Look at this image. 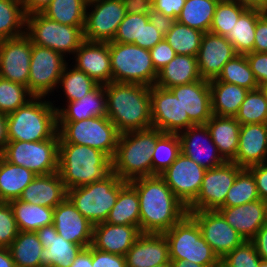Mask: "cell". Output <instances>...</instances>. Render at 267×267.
Wrapping results in <instances>:
<instances>
[{
    "label": "cell",
    "mask_w": 267,
    "mask_h": 267,
    "mask_svg": "<svg viewBox=\"0 0 267 267\" xmlns=\"http://www.w3.org/2000/svg\"><path fill=\"white\" fill-rule=\"evenodd\" d=\"M197 57L176 55L164 68L158 72L155 85L169 89L201 80Z\"/></svg>",
    "instance_id": "1f68e13d"
},
{
    "label": "cell",
    "mask_w": 267,
    "mask_h": 267,
    "mask_svg": "<svg viewBox=\"0 0 267 267\" xmlns=\"http://www.w3.org/2000/svg\"><path fill=\"white\" fill-rule=\"evenodd\" d=\"M263 203H264L265 224H267V200H263Z\"/></svg>",
    "instance_id": "753ad0ef"
},
{
    "label": "cell",
    "mask_w": 267,
    "mask_h": 267,
    "mask_svg": "<svg viewBox=\"0 0 267 267\" xmlns=\"http://www.w3.org/2000/svg\"><path fill=\"white\" fill-rule=\"evenodd\" d=\"M104 88L106 116L120 134L152 128L150 86L110 82Z\"/></svg>",
    "instance_id": "7a4b0ae2"
},
{
    "label": "cell",
    "mask_w": 267,
    "mask_h": 267,
    "mask_svg": "<svg viewBox=\"0 0 267 267\" xmlns=\"http://www.w3.org/2000/svg\"><path fill=\"white\" fill-rule=\"evenodd\" d=\"M260 199L255 179L252 173L243 168L236 176L232 187L229 189L225 203L221 207H233Z\"/></svg>",
    "instance_id": "f6af8a7d"
},
{
    "label": "cell",
    "mask_w": 267,
    "mask_h": 267,
    "mask_svg": "<svg viewBox=\"0 0 267 267\" xmlns=\"http://www.w3.org/2000/svg\"><path fill=\"white\" fill-rule=\"evenodd\" d=\"M242 169L234 162L206 169L199 194L187 210H218L225 203L226 195Z\"/></svg>",
    "instance_id": "5bb4252c"
},
{
    "label": "cell",
    "mask_w": 267,
    "mask_h": 267,
    "mask_svg": "<svg viewBox=\"0 0 267 267\" xmlns=\"http://www.w3.org/2000/svg\"><path fill=\"white\" fill-rule=\"evenodd\" d=\"M84 26H68L56 22L42 13L26 17V35L32 44L50 48L64 57L75 54L85 41ZM66 55V56H65Z\"/></svg>",
    "instance_id": "30bf717a"
},
{
    "label": "cell",
    "mask_w": 267,
    "mask_h": 267,
    "mask_svg": "<svg viewBox=\"0 0 267 267\" xmlns=\"http://www.w3.org/2000/svg\"><path fill=\"white\" fill-rule=\"evenodd\" d=\"M77 69L85 72L96 83L112 82L109 42L84 41L73 55Z\"/></svg>",
    "instance_id": "7402d4cb"
},
{
    "label": "cell",
    "mask_w": 267,
    "mask_h": 267,
    "mask_svg": "<svg viewBox=\"0 0 267 267\" xmlns=\"http://www.w3.org/2000/svg\"><path fill=\"white\" fill-rule=\"evenodd\" d=\"M9 142L7 135V115L0 113V154Z\"/></svg>",
    "instance_id": "a7ac6f4b"
},
{
    "label": "cell",
    "mask_w": 267,
    "mask_h": 267,
    "mask_svg": "<svg viewBox=\"0 0 267 267\" xmlns=\"http://www.w3.org/2000/svg\"><path fill=\"white\" fill-rule=\"evenodd\" d=\"M163 39L164 36L149 21L148 23H143L141 32V42H134L133 44H136L141 48L150 50Z\"/></svg>",
    "instance_id": "6f0895ef"
},
{
    "label": "cell",
    "mask_w": 267,
    "mask_h": 267,
    "mask_svg": "<svg viewBox=\"0 0 267 267\" xmlns=\"http://www.w3.org/2000/svg\"><path fill=\"white\" fill-rule=\"evenodd\" d=\"M0 267H15L8 248L0 247Z\"/></svg>",
    "instance_id": "2644e50d"
},
{
    "label": "cell",
    "mask_w": 267,
    "mask_h": 267,
    "mask_svg": "<svg viewBox=\"0 0 267 267\" xmlns=\"http://www.w3.org/2000/svg\"><path fill=\"white\" fill-rule=\"evenodd\" d=\"M181 153L178 134L164 133L156 142L152 155V176L164 172Z\"/></svg>",
    "instance_id": "7dc6e473"
},
{
    "label": "cell",
    "mask_w": 267,
    "mask_h": 267,
    "mask_svg": "<svg viewBox=\"0 0 267 267\" xmlns=\"http://www.w3.org/2000/svg\"><path fill=\"white\" fill-rule=\"evenodd\" d=\"M150 54L157 72L164 68L176 56L175 51L165 39L150 49Z\"/></svg>",
    "instance_id": "11a10c76"
},
{
    "label": "cell",
    "mask_w": 267,
    "mask_h": 267,
    "mask_svg": "<svg viewBox=\"0 0 267 267\" xmlns=\"http://www.w3.org/2000/svg\"><path fill=\"white\" fill-rule=\"evenodd\" d=\"M92 1H95V0H86L87 3L92 2Z\"/></svg>",
    "instance_id": "b9fcfbb0"
},
{
    "label": "cell",
    "mask_w": 267,
    "mask_h": 267,
    "mask_svg": "<svg viewBox=\"0 0 267 267\" xmlns=\"http://www.w3.org/2000/svg\"><path fill=\"white\" fill-rule=\"evenodd\" d=\"M149 22L148 14H126L119 24L117 33L111 42L134 43L141 42L143 23Z\"/></svg>",
    "instance_id": "816d5d0a"
},
{
    "label": "cell",
    "mask_w": 267,
    "mask_h": 267,
    "mask_svg": "<svg viewBox=\"0 0 267 267\" xmlns=\"http://www.w3.org/2000/svg\"><path fill=\"white\" fill-rule=\"evenodd\" d=\"M141 234L137 226L102 222L93 225L91 246L99 251L125 256Z\"/></svg>",
    "instance_id": "cb8c5ba5"
},
{
    "label": "cell",
    "mask_w": 267,
    "mask_h": 267,
    "mask_svg": "<svg viewBox=\"0 0 267 267\" xmlns=\"http://www.w3.org/2000/svg\"><path fill=\"white\" fill-rule=\"evenodd\" d=\"M26 17L22 0H0V40L24 35Z\"/></svg>",
    "instance_id": "ab89813d"
},
{
    "label": "cell",
    "mask_w": 267,
    "mask_h": 267,
    "mask_svg": "<svg viewBox=\"0 0 267 267\" xmlns=\"http://www.w3.org/2000/svg\"><path fill=\"white\" fill-rule=\"evenodd\" d=\"M206 126L222 158L232 162L238 149L240 123L235 117L212 115Z\"/></svg>",
    "instance_id": "4dcf8cb0"
},
{
    "label": "cell",
    "mask_w": 267,
    "mask_h": 267,
    "mask_svg": "<svg viewBox=\"0 0 267 267\" xmlns=\"http://www.w3.org/2000/svg\"><path fill=\"white\" fill-rule=\"evenodd\" d=\"M35 176L31 170L14 165L0 155V202L18 199Z\"/></svg>",
    "instance_id": "836d02e7"
},
{
    "label": "cell",
    "mask_w": 267,
    "mask_h": 267,
    "mask_svg": "<svg viewBox=\"0 0 267 267\" xmlns=\"http://www.w3.org/2000/svg\"><path fill=\"white\" fill-rule=\"evenodd\" d=\"M19 231L36 232L40 228L53 224L54 208L34 205L19 199L9 201Z\"/></svg>",
    "instance_id": "d590c367"
},
{
    "label": "cell",
    "mask_w": 267,
    "mask_h": 267,
    "mask_svg": "<svg viewBox=\"0 0 267 267\" xmlns=\"http://www.w3.org/2000/svg\"><path fill=\"white\" fill-rule=\"evenodd\" d=\"M209 88L212 114L221 117H235L249 92L248 89L236 84L221 82L216 79L209 81Z\"/></svg>",
    "instance_id": "d6a6232c"
},
{
    "label": "cell",
    "mask_w": 267,
    "mask_h": 267,
    "mask_svg": "<svg viewBox=\"0 0 267 267\" xmlns=\"http://www.w3.org/2000/svg\"><path fill=\"white\" fill-rule=\"evenodd\" d=\"M181 152L205 169H213L226 161L220 155L206 124H197L178 134Z\"/></svg>",
    "instance_id": "d6986e66"
},
{
    "label": "cell",
    "mask_w": 267,
    "mask_h": 267,
    "mask_svg": "<svg viewBox=\"0 0 267 267\" xmlns=\"http://www.w3.org/2000/svg\"><path fill=\"white\" fill-rule=\"evenodd\" d=\"M216 80L236 84L249 91L260 88L250 69L246 55L241 54H237L224 65Z\"/></svg>",
    "instance_id": "ee69618b"
},
{
    "label": "cell",
    "mask_w": 267,
    "mask_h": 267,
    "mask_svg": "<svg viewBox=\"0 0 267 267\" xmlns=\"http://www.w3.org/2000/svg\"><path fill=\"white\" fill-rule=\"evenodd\" d=\"M126 267H154L170 262L164 234L142 233L125 254Z\"/></svg>",
    "instance_id": "484cf974"
},
{
    "label": "cell",
    "mask_w": 267,
    "mask_h": 267,
    "mask_svg": "<svg viewBox=\"0 0 267 267\" xmlns=\"http://www.w3.org/2000/svg\"><path fill=\"white\" fill-rule=\"evenodd\" d=\"M218 2L219 0H186L177 21L203 33L209 32Z\"/></svg>",
    "instance_id": "f35d334b"
},
{
    "label": "cell",
    "mask_w": 267,
    "mask_h": 267,
    "mask_svg": "<svg viewBox=\"0 0 267 267\" xmlns=\"http://www.w3.org/2000/svg\"><path fill=\"white\" fill-rule=\"evenodd\" d=\"M261 260L267 261V224H264L251 240Z\"/></svg>",
    "instance_id": "e7e4bbea"
},
{
    "label": "cell",
    "mask_w": 267,
    "mask_h": 267,
    "mask_svg": "<svg viewBox=\"0 0 267 267\" xmlns=\"http://www.w3.org/2000/svg\"><path fill=\"white\" fill-rule=\"evenodd\" d=\"M33 97L26 86L0 77V113H12Z\"/></svg>",
    "instance_id": "681fc988"
},
{
    "label": "cell",
    "mask_w": 267,
    "mask_h": 267,
    "mask_svg": "<svg viewBox=\"0 0 267 267\" xmlns=\"http://www.w3.org/2000/svg\"><path fill=\"white\" fill-rule=\"evenodd\" d=\"M66 64L60 77L58 87L63 90L65 102L77 101L92 91L98 83L90 78L85 72L73 66L71 69Z\"/></svg>",
    "instance_id": "7bdbcfd3"
},
{
    "label": "cell",
    "mask_w": 267,
    "mask_h": 267,
    "mask_svg": "<svg viewBox=\"0 0 267 267\" xmlns=\"http://www.w3.org/2000/svg\"><path fill=\"white\" fill-rule=\"evenodd\" d=\"M235 118L240 125L267 123V97L261 87L246 94Z\"/></svg>",
    "instance_id": "bcb514c9"
},
{
    "label": "cell",
    "mask_w": 267,
    "mask_h": 267,
    "mask_svg": "<svg viewBox=\"0 0 267 267\" xmlns=\"http://www.w3.org/2000/svg\"><path fill=\"white\" fill-rule=\"evenodd\" d=\"M46 97H33L24 106L7 114L9 141L48 140L57 133V110Z\"/></svg>",
    "instance_id": "5b68a950"
},
{
    "label": "cell",
    "mask_w": 267,
    "mask_h": 267,
    "mask_svg": "<svg viewBox=\"0 0 267 267\" xmlns=\"http://www.w3.org/2000/svg\"><path fill=\"white\" fill-rule=\"evenodd\" d=\"M253 51L267 53V12L257 20Z\"/></svg>",
    "instance_id": "94428289"
},
{
    "label": "cell",
    "mask_w": 267,
    "mask_h": 267,
    "mask_svg": "<svg viewBox=\"0 0 267 267\" xmlns=\"http://www.w3.org/2000/svg\"><path fill=\"white\" fill-rule=\"evenodd\" d=\"M163 234L169 245L170 260L220 266V259L204 240L200 227L189 214Z\"/></svg>",
    "instance_id": "9c48e42d"
},
{
    "label": "cell",
    "mask_w": 267,
    "mask_h": 267,
    "mask_svg": "<svg viewBox=\"0 0 267 267\" xmlns=\"http://www.w3.org/2000/svg\"><path fill=\"white\" fill-rule=\"evenodd\" d=\"M140 207L136 189L127 182L119 191L117 200L106 220L109 224L132 225L139 228Z\"/></svg>",
    "instance_id": "8d00e7d4"
},
{
    "label": "cell",
    "mask_w": 267,
    "mask_h": 267,
    "mask_svg": "<svg viewBox=\"0 0 267 267\" xmlns=\"http://www.w3.org/2000/svg\"><path fill=\"white\" fill-rule=\"evenodd\" d=\"M183 107L184 113L195 124H206L212 117L211 93L208 80H198L169 88Z\"/></svg>",
    "instance_id": "603a6c76"
},
{
    "label": "cell",
    "mask_w": 267,
    "mask_h": 267,
    "mask_svg": "<svg viewBox=\"0 0 267 267\" xmlns=\"http://www.w3.org/2000/svg\"><path fill=\"white\" fill-rule=\"evenodd\" d=\"M125 15L122 0H95L87 3L84 39L89 42L113 41Z\"/></svg>",
    "instance_id": "4fadbf2b"
},
{
    "label": "cell",
    "mask_w": 267,
    "mask_h": 267,
    "mask_svg": "<svg viewBox=\"0 0 267 267\" xmlns=\"http://www.w3.org/2000/svg\"><path fill=\"white\" fill-rule=\"evenodd\" d=\"M163 134L155 128L121 133L112 159V172L127 182L152 176L154 147Z\"/></svg>",
    "instance_id": "277c9868"
},
{
    "label": "cell",
    "mask_w": 267,
    "mask_h": 267,
    "mask_svg": "<svg viewBox=\"0 0 267 267\" xmlns=\"http://www.w3.org/2000/svg\"><path fill=\"white\" fill-rule=\"evenodd\" d=\"M129 183L138 193L141 233L163 234L188 214L187 206L160 175L140 177Z\"/></svg>",
    "instance_id": "6da1fadb"
},
{
    "label": "cell",
    "mask_w": 267,
    "mask_h": 267,
    "mask_svg": "<svg viewBox=\"0 0 267 267\" xmlns=\"http://www.w3.org/2000/svg\"><path fill=\"white\" fill-rule=\"evenodd\" d=\"M253 175L261 200H267V162L247 168Z\"/></svg>",
    "instance_id": "91938a15"
},
{
    "label": "cell",
    "mask_w": 267,
    "mask_h": 267,
    "mask_svg": "<svg viewBox=\"0 0 267 267\" xmlns=\"http://www.w3.org/2000/svg\"><path fill=\"white\" fill-rule=\"evenodd\" d=\"M203 35V32L176 21L164 39L173 48L176 55L197 57Z\"/></svg>",
    "instance_id": "b9f144b4"
},
{
    "label": "cell",
    "mask_w": 267,
    "mask_h": 267,
    "mask_svg": "<svg viewBox=\"0 0 267 267\" xmlns=\"http://www.w3.org/2000/svg\"><path fill=\"white\" fill-rule=\"evenodd\" d=\"M154 267H172V266H171V261H170V262L164 263L162 265H155Z\"/></svg>",
    "instance_id": "11e5206c"
},
{
    "label": "cell",
    "mask_w": 267,
    "mask_h": 267,
    "mask_svg": "<svg viewBox=\"0 0 267 267\" xmlns=\"http://www.w3.org/2000/svg\"><path fill=\"white\" fill-rule=\"evenodd\" d=\"M53 225L66 241L87 248L92 243L93 224L66 198L54 208Z\"/></svg>",
    "instance_id": "44dd1931"
},
{
    "label": "cell",
    "mask_w": 267,
    "mask_h": 267,
    "mask_svg": "<svg viewBox=\"0 0 267 267\" xmlns=\"http://www.w3.org/2000/svg\"><path fill=\"white\" fill-rule=\"evenodd\" d=\"M237 52L224 36L204 33L197 55L198 69L202 79H216L224 65L234 58Z\"/></svg>",
    "instance_id": "ffe728a7"
},
{
    "label": "cell",
    "mask_w": 267,
    "mask_h": 267,
    "mask_svg": "<svg viewBox=\"0 0 267 267\" xmlns=\"http://www.w3.org/2000/svg\"><path fill=\"white\" fill-rule=\"evenodd\" d=\"M188 214L197 222L204 240L220 260L245 241L218 210L188 211Z\"/></svg>",
    "instance_id": "2e32d148"
},
{
    "label": "cell",
    "mask_w": 267,
    "mask_h": 267,
    "mask_svg": "<svg viewBox=\"0 0 267 267\" xmlns=\"http://www.w3.org/2000/svg\"><path fill=\"white\" fill-rule=\"evenodd\" d=\"M261 89L265 92L267 97V83L261 86Z\"/></svg>",
    "instance_id": "2a66077c"
},
{
    "label": "cell",
    "mask_w": 267,
    "mask_h": 267,
    "mask_svg": "<svg viewBox=\"0 0 267 267\" xmlns=\"http://www.w3.org/2000/svg\"><path fill=\"white\" fill-rule=\"evenodd\" d=\"M259 257L252 241H244L220 260V267H258Z\"/></svg>",
    "instance_id": "f907efd6"
},
{
    "label": "cell",
    "mask_w": 267,
    "mask_h": 267,
    "mask_svg": "<svg viewBox=\"0 0 267 267\" xmlns=\"http://www.w3.org/2000/svg\"><path fill=\"white\" fill-rule=\"evenodd\" d=\"M126 14H149L152 8L151 0H122Z\"/></svg>",
    "instance_id": "be15d7a7"
},
{
    "label": "cell",
    "mask_w": 267,
    "mask_h": 267,
    "mask_svg": "<svg viewBox=\"0 0 267 267\" xmlns=\"http://www.w3.org/2000/svg\"><path fill=\"white\" fill-rule=\"evenodd\" d=\"M186 0H153L152 8L177 20Z\"/></svg>",
    "instance_id": "680465c9"
},
{
    "label": "cell",
    "mask_w": 267,
    "mask_h": 267,
    "mask_svg": "<svg viewBox=\"0 0 267 267\" xmlns=\"http://www.w3.org/2000/svg\"><path fill=\"white\" fill-rule=\"evenodd\" d=\"M112 172V160L98 149L59 143L58 173L67 190L103 180Z\"/></svg>",
    "instance_id": "3957f363"
},
{
    "label": "cell",
    "mask_w": 267,
    "mask_h": 267,
    "mask_svg": "<svg viewBox=\"0 0 267 267\" xmlns=\"http://www.w3.org/2000/svg\"><path fill=\"white\" fill-rule=\"evenodd\" d=\"M258 267H267V261H265V260H260V261H259V265H258Z\"/></svg>",
    "instance_id": "34e18365"
},
{
    "label": "cell",
    "mask_w": 267,
    "mask_h": 267,
    "mask_svg": "<svg viewBox=\"0 0 267 267\" xmlns=\"http://www.w3.org/2000/svg\"><path fill=\"white\" fill-rule=\"evenodd\" d=\"M36 233L44 248L43 267H70L84 248L59 236L53 224L40 228Z\"/></svg>",
    "instance_id": "4316f807"
},
{
    "label": "cell",
    "mask_w": 267,
    "mask_h": 267,
    "mask_svg": "<svg viewBox=\"0 0 267 267\" xmlns=\"http://www.w3.org/2000/svg\"><path fill=\"white\" fill-rule=\"evenodd\" d=\"M232 162L242 168L267 162V123L241 125L238 149Z\"/></svg>",
    "instance_id": "d4e9b609"
},
{
    "label": "cell",
    "mask_w": 267,
    "mask_h": 267,
    "mask_svg": "<svg viewBox=\"0 0 267 267\" xmlns=\"http://www.w3.org/2000/svg\"><path fill=\"white\" fill-rule=\"evenodd\" d=\"M264 13L257 9H247L225 36L234 46L237 54L246 55L253 52L256 23Z\"/></svg>",
    "instance_id": "74e56055"
},
{
    "label": "cell",
    "mask_w": 267,
    "mask_h": 267,
    "mask_svg": "<svg viewBox=\"0 0 267 267\" xmlns=\"http://www.w3.org/2000/svg\"><path fill=\"white\" fill-rule=\"evenodd\" d=\"M93 267H126V259L123 255H115L99 251L92 247Z\"/></svg>",
    "instance_id": "9f6ffc18"
},
{
    "label": "cell",
    "mask_w": 267,
    "mask_h": 267,
    "mask_svg": "<svg viewBox=\"0 0 267 267\" xmlns=\"http://www.w3.org/2000/svg\"><path fill=\"white\" fill-rule=\"evenodd\" d=\"M112 82L153 86L158 72L149 49L133 43L109 42Z\"/></svg>",
    "instance_id": "ba28073f"
},
{
    "label": "cell",
    "mask_w": 267,
    "mask_h": 267,
    "mask_svg": "<svg viewBox=\"0 0 267 267\" xmlns=\"http://www.w3.org/2000/svg\"><path fill=\"white\" fill-rule=\"evenodd\" d=\"M246 9H257L267 12V0H236Z\"/></svg>",
    "instance_id": "89a4df30"
},
{
    "label": "cell",
    "mask_w": 267,
    "mask_h": 267,
    "mask_svg": "<svg viewBox=\"0 0 267 267\" xmlns=\"http://www.w3.org/2000/svg\"><path fill=\"white\" fill-rule=\"evenodd\" d=\"M126 183L111 172L103 180L69 189L67 198L89 222L96 225L106 222L120 189Z\"/></svg>",
    "instance_id": "8992f818"
},
{
    "label": "cell",
    "mask_w": 267,
    "mask_h": 267,
    "mask_svg": "<svg viewBox=\"0 0 267 267\" xmlns=\"http://www.w3.org/2000/svg\"><path fill=\"white\" fill-rule=\"evenodd\" d=\"M152 128L163 133L179 134L195 125L184 113L176 96L169 90L153 85L150 87Z\"/></svg>",
    "instance_id": "9a60e30c"
},
{
    "label": "cell",
    "mask_w": 267,
    "mask_h": 267,
    "mask_svg": "<svg viewBox=\"0 0 267 267\" xmlns=\"http://www.w3.org/2000/svg\"><path fill=\"white\" fill-rule=\"evenodd\" d=\"M59 143L85 145L100 150L113 159L119 131L107 117H92L81 121H57Z\"/></svg>",
    "instance_id": "52a82bcc"
},
{
    "label": "cell",
    "mask_w": 267,
    "mask_h": 267,
    "mask_svg": "<svg viewBox=\"0 0 267 267\" xmlns=\"http://www.w3.org/2000/svg\"><path fill=\"white\" fill-rule=\"evenodd\" d=\"M15 267H43L44 248L33 231H19L8 247Z\"/></svg>",
    "instance_id": "e575fe53"
},
{
    "label": "cell",
    "mask_w": 267,
    "mask_h": 267,
    "mask_svg": "<svg viewBox=\"0 0 267 267\" xmlns=\"http://www.w3.org/2000/svg\"><path fill=\"white\" fill-rule=\"evenodd\" d=\"M60 53L33 44L31 50L28 90L34 97H48L58 88L68 62Z\"/></svg>",
    "instance_id": "7c38bea8"
},
{
    "label": "cell",
    "mask_w": 267,
    "mask_h": 267,
    "mask_svg": "<svg viewBox=\"0 0 267 267\" xmlns=\"http://www.w3.org/2000/svg\"><path fill=\"white\" fill-rule=\"evenodd\" d=\"M59 133L48 140L9 141L0 154L6 161L23 166L36 175L58 172Z\"/></svg>",
    "instance_id": "8fae6325"
},
{
    "label": "cell",
    "mask_w": 267,
    "mask_h": 267,
    "mask_svg": "<svg viewBox=\"0 0 267 267\" xmlns=\"http://www.w3.org/2000/svg\"><path fill=\"white\" fill-rule=\"evenodd\" d=\"M206 169L182 152L160 174L175 196L187 207L197 198Z\"/></svg>",
    "instance_id": "e0dca14e"
},
{
    "label": "cell",
    "mask_w": 267,
    "mask_h": 267,
    "mask_svg": "<svg viewBox=\"0 0 267 267\" xmlns=\"http://www.w3.org/2000/svg\"><path fill=\"white\" fill-rule=\"evenodd\" d=\"M67 191L58 172L36 175L18 199L34 205L55 208L67 198Z\"/></svg>",
    "instance_id": "83f0119b"
},
{
    "label": "cell",
    "mask_w": 267,
    "mask_h": 267,
    "mask_svg": "<svg viewBox=\"0 0 267 267\" xmlns=\"http://www.w3.org/2000/svg\"><path fill=\"white\" fill-rule=\"evenodd\" d=\"M86 7V0H52L42 14L64 25L84 26Z\"/></svg>",
    "instance_id": "60d3db41"
},
{
    "label": "cell",
    "mask_w": 267,
    "mask_h": 267,
    "mask_svg": "<svg viewBox=\"0 0 267 267\" xmlns=\"http://www.w3.org/2000/svg\"><path fill=\"white\" fill-rule=\"evenodd\" d=\"M218 211L246 241H251L265 224L264 203L261 199L239 206L220 207Z\"/></svg>",
    "instance_id": "f1b7e54d"
},
{
    "label": "cell",
    "mask_w": 267,
    "mask_h": 267,
    "mask_svg": "<svg viewBox=\"0 0 267 267\" xmlns=\"http://www.w3.org/2000/svg\"><path fill=\"white\" fill-rule=\"evenodd\" d=\"M250 69L254 73L259 87L267 83V53L251 52L246 54Z\"/></svg>",
    "instance_id": "db71d44e"
},
{
    "label": "cell",
    "mask_w": 267,
    "mask_h": 267,
    "mask_svg": "<svg viewBox=\"0 0 267 267\" xmlns=\"http://www.w3.org/2000/svg\"><path fill=\"white\" fill-rule=\"evenodd\" d=\"M65 106V108H64ZM56 107L57 121H81L107 115L104 85L98 84L92 91L77 101L67 102Z\"/></svg>",
    "instance_id": "f546056e"
},
{
    "label": "cell",
    "mask_w": 267,
    "mask_h": 267,
    "mask_svg": "<svg viewBox=\"0 0 267 267\" xmlns=\"http://www.w3.org/2000/svg\"><path fill=\"white\" fill-rule=\"evenodd\" d=\"M18 227L9 202H0V247L8 248L18 235Z\"/></svg>",
    "instance_id": "f5cc1de1"
},
{
    "label": "cell",
    "mask_w": 267,
    "mask_h": 267,
    "mask_svg": "<svg viewBox=\"0 0 267 267\" xmlns=\"http://www.w3.org/2000/svg\"><path fill=\"white\" fill-rule=\"evenodd\" d=\"M149 21L155 26V28L165 36L168 31L173 27L177 21L174 18L168 17L162 14L160 11H157L151 8L149 14Z\"/></svg>",
    "instance_id": "6125c7cd"
},
{
    "label": "cell",
    "mask_w": 267,
    "mask_h": 267,
    "mask_svg": "<svg viewBox=\"0 0 267 267\" xmlns=\"http://www.w3.org/2000/svg\"><path fill=\"white\" fill-rule=\"evenodd\" d=\"M52 0H22L26 16L42 13Z\"/></svg>",
    "instance_id": "03108f58"
},
{
    "label": "cell",
    "mask_w": 267,
    "mask_h": 267,
    "mask_svg": "<svg viewBox=\"0 0 267 267\" xmlns=\"http://www.w3.org/2000/svg\"><path fill=\"white\" fill-rule=\"evenodd\" d=\"M172 267H220V266H202L196 263L181 260H170Z\"/></svg>",
    "instance_id": "8c879c8a"
},
{
    "label": "cell",
    "mask_w": 267,
    "mask_h": 267,
    "mask_svg": "<svg viewBox=\"0 0 267 267\" xmlns=\"http://www.w3.org/2000/svg\"><path fill=\"white\" fill-rule=\"evenodd\" d=\"M32 42L24 34L0 40V77L28 88Z\"/></svg>",
    "instance_id": "ac0fdd59"
},
{
    "label": "cell",
    "mask_w": 267,
    "mask_h": 267,
    "mask_svg": "<svg viewBox=\"0 0 267 267\" xmlns=\"http://www.w3.org/2000/svg\"><path fill=\"white\" fill-rule=\"evenodd\" d=\"M70 267H93L92 246L90 245L87 248H83L73 260Z\"/></svg>",
    "instance_id": "003e7915"
},
{
    "label": "cell",
    "mask_w": 267,
    "mask_h": 267,
    "mask_svg": "<svg viewBox=\"0 0 267 267\" xmlns=\"http://www.w3.org/2000/svg\"><path fill=\"white\" fill-rule=\"evenodd\" d=\"M246 10L236 0H219L209 32L225 37Z\"/></svg>",
    "instance_id": "c3c4849f"
}]
</instances>
